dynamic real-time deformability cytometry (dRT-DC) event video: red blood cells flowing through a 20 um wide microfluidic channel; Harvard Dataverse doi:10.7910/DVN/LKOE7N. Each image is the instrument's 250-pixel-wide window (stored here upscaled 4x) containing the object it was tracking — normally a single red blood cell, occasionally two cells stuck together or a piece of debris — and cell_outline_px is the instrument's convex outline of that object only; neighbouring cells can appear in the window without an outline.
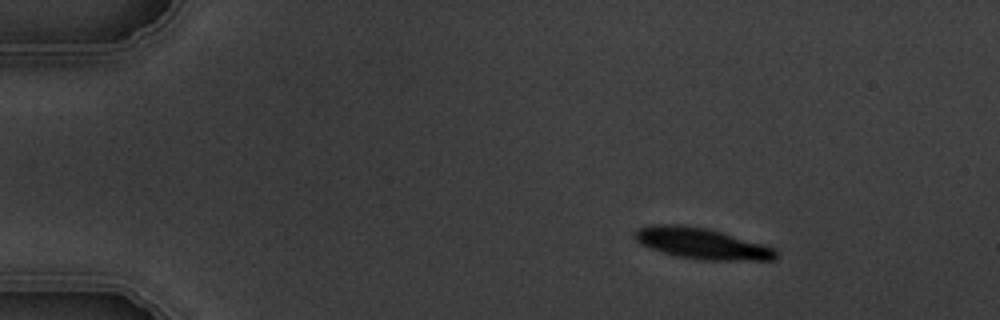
{"species": "common noctule bat (a hibernating species)", "species_latin": "Nyctalus noctula", "temperature_condition": "warm", "stored_images_in_passage": 4, "camera_frame_rate_fps": 3000, "um_per_image_px": 0.085, "animal": {"sex": "male", "body_mass_g": 19.5, "forearm_length_mm": 54.6}, "frame": {"image": 1, "passage_image": 2, "time_ms": 2.0, "image_size_px": [1000, 320], "cell_outline_px": [[776, 256], [772, 260], [704, 260], [676, 256], [648, 248], [640, 244], [632, 236], [636, 228], [652, 224], [680, 224], [708, 228], [764, 244], [776, 248]], "centroid_in_image_um": [59.59, 20.68], "position_along_channel_um": 25.4, "area_um2": 25.78}}